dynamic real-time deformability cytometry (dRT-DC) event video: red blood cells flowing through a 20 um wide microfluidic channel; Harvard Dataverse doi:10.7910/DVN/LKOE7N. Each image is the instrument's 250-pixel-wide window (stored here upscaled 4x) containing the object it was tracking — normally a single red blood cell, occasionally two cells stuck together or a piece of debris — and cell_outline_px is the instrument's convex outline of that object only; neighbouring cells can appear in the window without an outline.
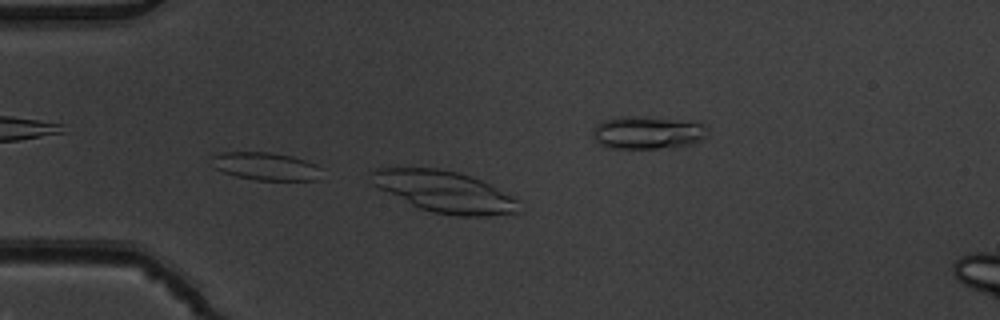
{"species": "common noctule bat (a hibernating species)", "species_latin": "Nyctalus noctula", "temperature_condition": "warm", "stored_images_in_passage": 9, "segment_of_instrument_passage": [1, 2], "camera_frame_rate_fps": 3000, "um_per_image_px": 0.085, "animal": {"sex": "male", "body_mass_g": 19.5, "forearm_length_mm": 54.6}, "frame": {"image": 1, "passage_image": 6, "time_ms": 1.667, "image_size_px": [1000, 320], "cell_outline_px": [[516, 212], [488, 216], [460, 216], [432, 212], [420, 208], [372, 184], [368, 172], [376, 168], [440, 168], [460, 172], [472, 176], [512, 196], [516, 200]], "centroid_in_image_um": [37.73, 16.27], "position_along_channel_um": 47.3, "area_um2": 34.97}}